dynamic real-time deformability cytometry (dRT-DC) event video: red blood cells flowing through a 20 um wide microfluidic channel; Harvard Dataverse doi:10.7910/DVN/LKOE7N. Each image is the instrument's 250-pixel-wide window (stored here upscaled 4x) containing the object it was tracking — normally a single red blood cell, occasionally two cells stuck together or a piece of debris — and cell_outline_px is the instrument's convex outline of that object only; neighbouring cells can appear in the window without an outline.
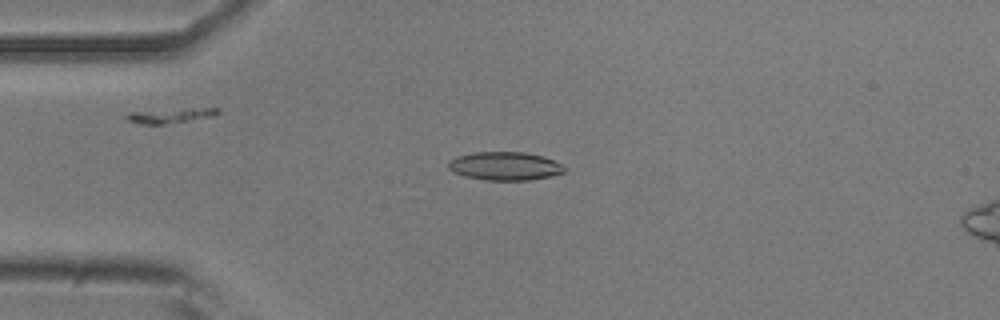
{"species": "common noctule bat (a hibernating species)", "species_latin": "Nyctalus noctula", "temperature_condition": "room temperature", "stored_images_in_passage": 16, "camera_frame_rate_fps": 3000, "um_per_image_px": 0.085, "animal": {"sex": "male", "body_mass_g": 20.5, "forearm_length_mm": 52.5}, "frame": {"image": 1, "passage_image": 1, "time_ms": 0.0, "image_size_px": [1000, 320], "cell_outline_px": [[568, 168], [564, 172], [552, 176], [532, 180], [484, 180], [464, 176], [452, 172], [448, 168], [448, 160], [456, 156], [472, 152], [524, 152], [544, 156]], "centroid_in_image_um": [42.89, 14.11], "position_along_channel_um": 42.1, "area_um2": 19.48}}
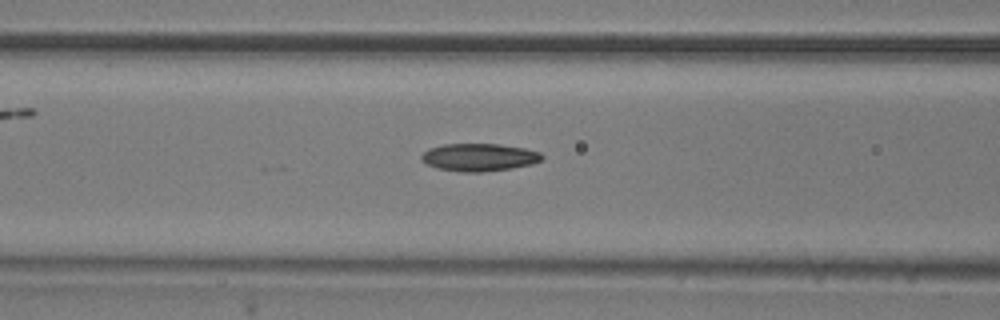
{"frame": {"image": 2, "passage_image": 9, "time_ms": 2.667, "image_size_px": [1000, 320], "cell_outline_px": [[544, 156], [540, 160], [532, 164], [512, 168], [480, 172], [460, 172], [436, 168], [420, 160], [420, 156], [428, 148], [444, 144], [500, 144], [524, 148], [540, 152]], "centroid_in_image_um": [40.7, 13.37], "position_along_channel_um": 125.9, "area_um2": 19.48}}
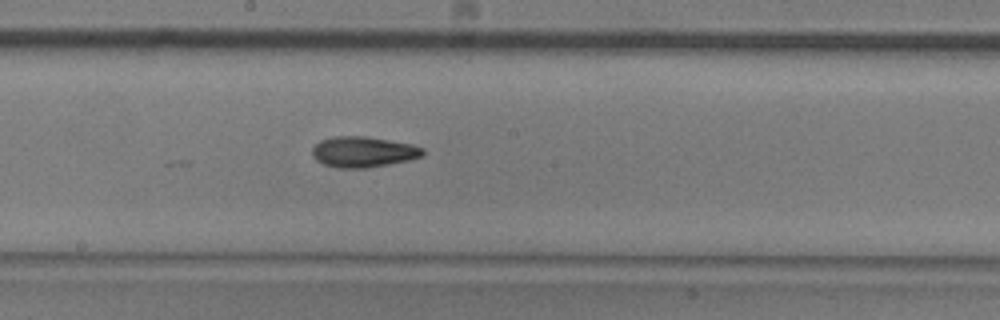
{"frame": {"image": 3, "passage_image": 16, "time_ms": 5.0, "image_size_px": [1000, 320], "cell_outline_px": [[424, 156], [408, 160], [388, 164], [364, 168], [336, 168], [324, 164], [316, 160], [312, 156], [312, 148], [320, 140], [332, 136], [364, 136], [412, 144], [424, 148]], "centroid_in_image_um": [30.86, 12.91], "position_along_channel_um": 217.3, "area_um2": 19.83}}